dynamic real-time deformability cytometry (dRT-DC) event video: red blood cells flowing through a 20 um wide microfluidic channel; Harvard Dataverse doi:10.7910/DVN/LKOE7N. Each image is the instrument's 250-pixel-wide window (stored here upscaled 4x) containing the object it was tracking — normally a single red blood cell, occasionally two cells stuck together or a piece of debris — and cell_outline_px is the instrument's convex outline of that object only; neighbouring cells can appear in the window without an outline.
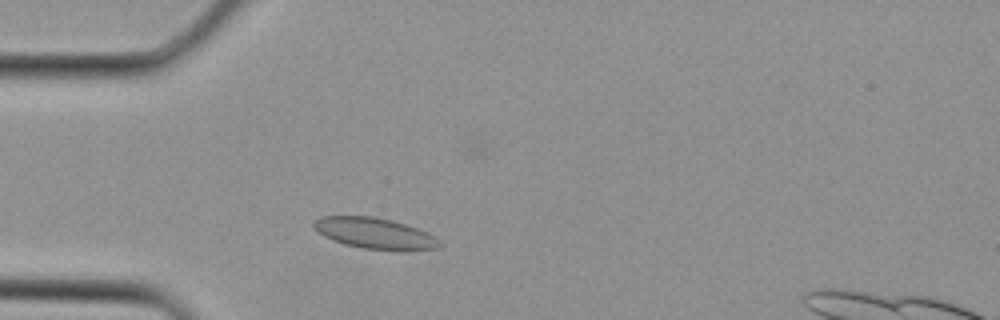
{"species": "Egyptian fruit bat (a non-hibernating species)", "species_latin": "Rousettus aegyptiacus", "temperature_condition": "cold", "stored_images_in_passage": 2, "camera_frame_rate_fps": 3000, "um_per_image_px": 0.085, "animal": {"sex": "female"}, "frame": {"image": 1, "passage_image": 2, "time_ms": 0.333, "image_size_px": [1000, 320], "cell_outline_px": [[444, 244], [440, 248], [364, 248], [344, 244], [332, 240], [324, 236], [312, 224], [320, 216], [372, 216], [392, 220], [416, 228], [440, 240]], "centroid_in_image_um": [31.8, 19.79], "position_along_channel_um": 53.2, "area_um2": 21.73}}